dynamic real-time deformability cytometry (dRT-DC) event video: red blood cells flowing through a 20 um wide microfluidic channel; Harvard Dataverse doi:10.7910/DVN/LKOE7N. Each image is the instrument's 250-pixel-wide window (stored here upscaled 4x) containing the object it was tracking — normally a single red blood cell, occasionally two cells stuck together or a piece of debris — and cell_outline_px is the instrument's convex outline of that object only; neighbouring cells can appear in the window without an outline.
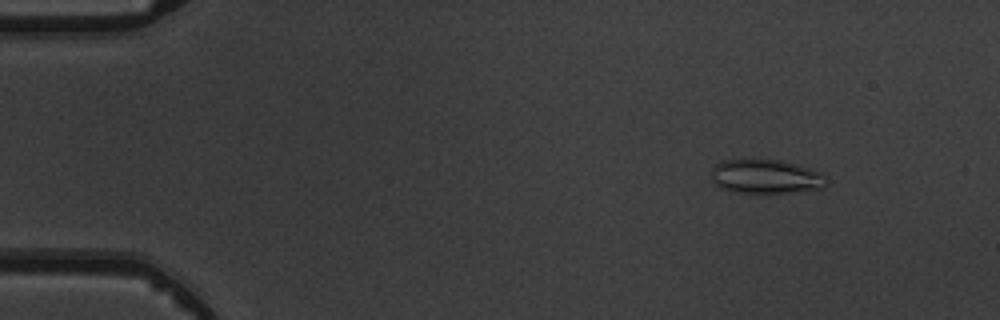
{"species": "common noctule bat (a hibernating species)", "species_latin": "Nyctalus noctula", "temperature_condition": "warm", "stored_images_in_passage": 5, "camera_frame_rate_fps": 3000, "um_per_image_px": 0.085, "animal": {"sex": "male", "body_mass_g": 19.5, "forearm_length_mm": 54.6}, "frame": {"image": 1, "passage_image": 2, "time_ms": 1.0, "image_size_px": [1000, 320], "cell_outline_px": [[824, 188], [756, 196], [732, 192], [720, 188], [712, 180], [712, 168], [720, 160], [780, 160], [796, 164], [808, 168], [816, 172], [820, 176], [824, 184]], "centroid_in_image_um": [64.97, 15.06], "position_along_channel_um": 20.0, "area_um2": 23.06}}
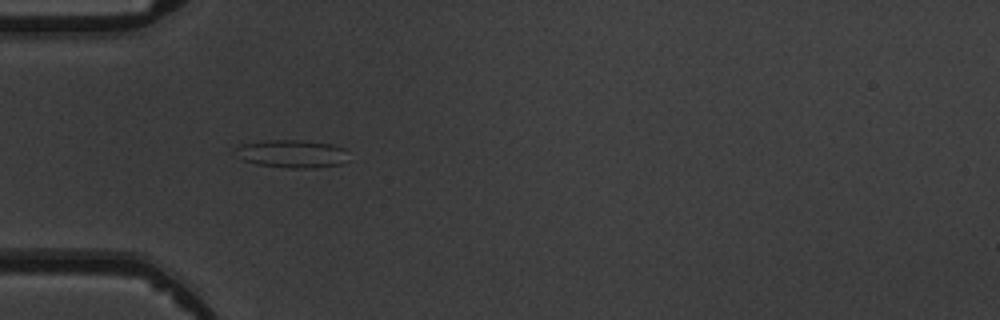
{"frame": {"image": 2, "passage_image": 4, "time_ms": 4.333, "image_size_px": [1000, 320], "cell_outline_px": [[344, 160], [340, 164], [316, 168], [288, 168], [256, 164], [244, 160], [236, 156], [232, 152], [232, 148], [240, 144], [264, 140], [304, 140], [332, 144], [344, 148]], "centroid_in_image_um": [24.69, 13.06], "position_along_channel_um": 60.3, "area_um2": 18.55}}
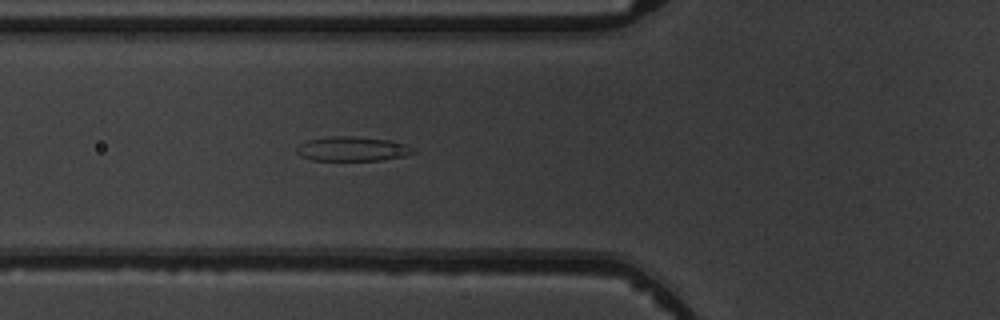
{"frame": {"image": 3, "passage_image": 5, "time_ms": 5.333, "image_size_px": [1000, 320], "cell_outline_px": [[416, 152], [404, 156], [384, 160], [312, 160], [300, 156], [296, 152], [296, 148], [300, 144], [308, 140], [332, 136], [352, 136], [392, 140], [404, 144], [412, 148]], "centroid_in_image_um": [29.95, 12.65], "position_along_channel_um": 95.9, "area_um2": 16.59}}